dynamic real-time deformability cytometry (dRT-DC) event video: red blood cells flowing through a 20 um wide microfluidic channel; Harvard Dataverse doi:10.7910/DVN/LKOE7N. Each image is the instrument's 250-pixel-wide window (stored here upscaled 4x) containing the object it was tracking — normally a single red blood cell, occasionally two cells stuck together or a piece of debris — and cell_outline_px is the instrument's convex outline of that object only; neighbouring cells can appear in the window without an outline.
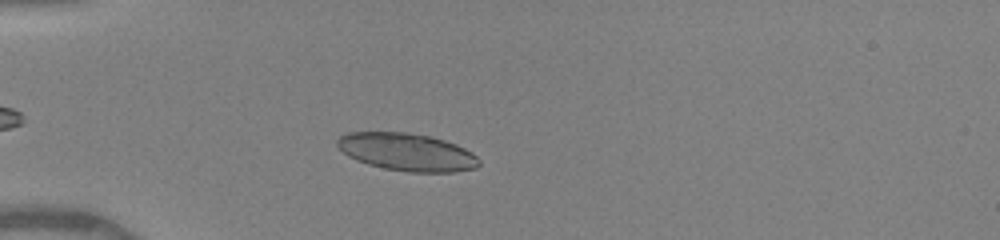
{"species": "human", "species_latin": "Homo sapiens", "temperature_condition": "warm", "stored_images_in_passage": 39, "camera_frame_rate_fps": 3000, "um_per_image_px": 0.085, "donor": {"sex": "female"}, "frame": {"image": 1, "passage_image": 4, "time_ms": 1.0, "image_size_px": [1000, 240], "cell_outline_px": [[480, 164], [476, 168], [456, 172], [408, 172], [384, 168], [368, 164], [356, 160], [348, 156], [336, 144], [336, 140], [344, 132], [404, 132], [432, 136], [456, 144], [472, 152], [480, 160]], "centroid_in_image_um": [34.6, 12.92], "position_along_channel_um": 50.4, "area_um2": 31.27}}
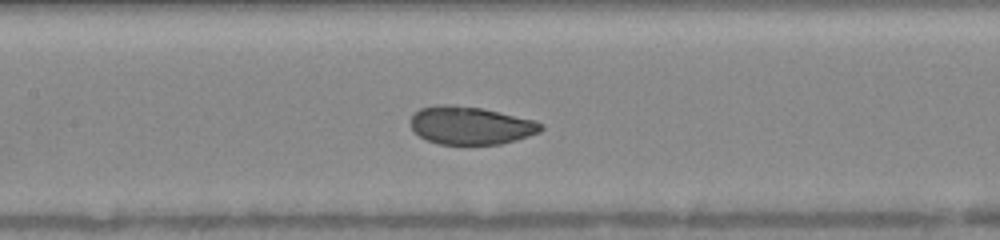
{"frame": {"image": 2, "passage_image": 14, "time_ms": 4.333, "image_size_px": [1000, 240], "cell_outline_px": [[544, 128], [540, 132], [516, 140], [500, 144], [440, 144], [428, 140], [412, 132], [412, 116], [420, 108], [444, 104], [480, 108], [536, 120], [544, 124]], "centroid_in_image_um": [40.04, 10.67], "position_along_channel_um": 167.4, "area_um2": 28.61}}
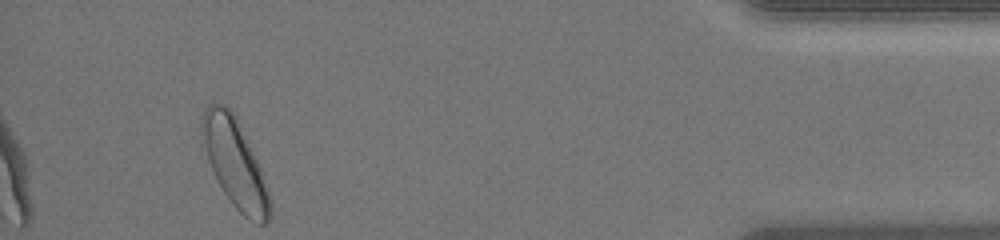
{"frame": {"image": 3, "passage_image": 36, "time_ms": 11.667, "image_size_px": [1000, 240], "cell_outline_px": [[272, 208], [268, 220], [264, 224], [260, 224], [248, 220], [232, 204], [216, 180], [208, 160], [200, 132], [200, 124], [204, 108], [212, 100], [224, 104], [236, 116], [260, 164], [272, 204]], "centroid_in_image_um": [19.96, 13.84], "position_along_channel_um": 415.2, "area_um2": 35.32}, "authors_computed_cell_mechanics": {"area_um2": 30.4606, "velocity_mm_per_s": 4.0874, "shape_relaxation_time_tau1_ms": 3.9484, "shape_relaxation_time_tau2_ms": 0.5355, "deformation_change_tau1": 0.1174, "deformation_change_tau2": 0.042}}